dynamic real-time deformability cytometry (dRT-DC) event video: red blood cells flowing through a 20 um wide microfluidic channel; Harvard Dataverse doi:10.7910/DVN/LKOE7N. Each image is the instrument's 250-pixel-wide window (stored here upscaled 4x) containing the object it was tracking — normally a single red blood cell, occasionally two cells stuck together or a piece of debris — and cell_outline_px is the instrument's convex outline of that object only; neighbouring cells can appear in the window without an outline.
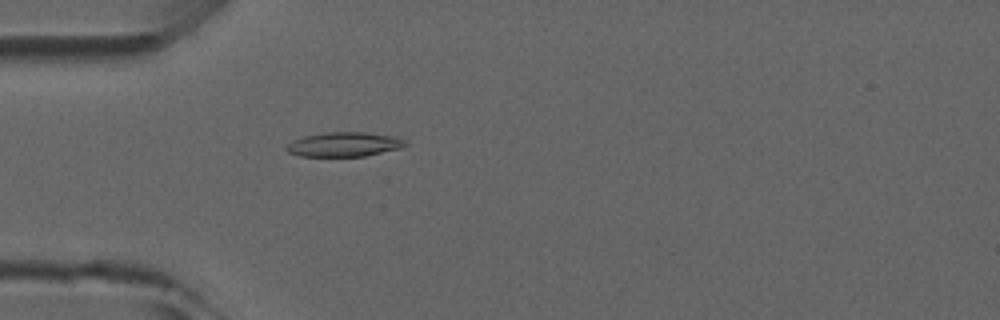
{"species": "common noctule bat (a hibernating species)", "species_latin": "Nyctalus noctula", "temperature_condition": "room temperature", "stored_images_in_passage": 2, "camera_frame_rate_fps": 3000, "um_per_image_px": 0.085, "animal": {"sex": "male", "forearm_length_mm": 52.5}, "frame": {"image": 1, "passage_image": 2, "time_ms": 1.333, "image_size_px": [1000, 320], "cell_outline_px": [[408, 144], [404, 148], [364, 156], [300, 156], [288, 152], [284, 148], [292, 140], [304, 136], [324, 132], [364, 132], [396, 136], [404, 140]], "centroid_in_image_um": [29.27, 12.27], "position_along_channel_um": 55.7, "area_um2": 17.11}}